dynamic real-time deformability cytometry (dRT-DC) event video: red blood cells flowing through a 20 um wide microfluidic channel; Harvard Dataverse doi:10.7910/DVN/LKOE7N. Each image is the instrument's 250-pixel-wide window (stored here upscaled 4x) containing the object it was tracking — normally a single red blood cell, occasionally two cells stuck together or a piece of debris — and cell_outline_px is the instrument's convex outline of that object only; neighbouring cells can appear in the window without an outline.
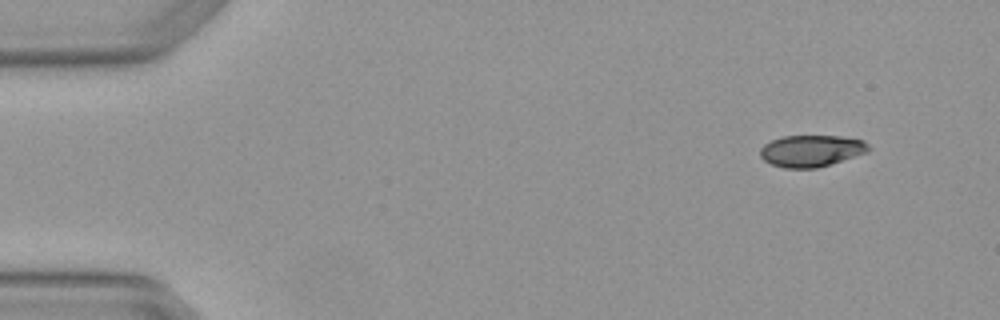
{"species": "Egyptian fruit bat (a non-hibernating species)", "species_latin": "Rousettus aegyptiacus", "temperature_condition": "warm", "stored_images_in_passage": 3, "camera_frame_rate_fps": 3000, "um_per_image_px": 0.085, "animal": {"sex": "female"}, "frame": {"image": 1, "passage_image": 1, "time_ms": 0.0, "image_size_px": [1000, 320], "cell_outline_px": [[872, 148], [868, 152], [816, 168], [784, 168], [772, 164], [764, 160], [760, 156], [760, 148], [764, 144], [772, 140], [784, 136], [840, 136], [864, 140]], "centroid_in_image_um": [68.97, 12.81], "position_along_channel_um": 16.0, "area_um2": 19.94}}
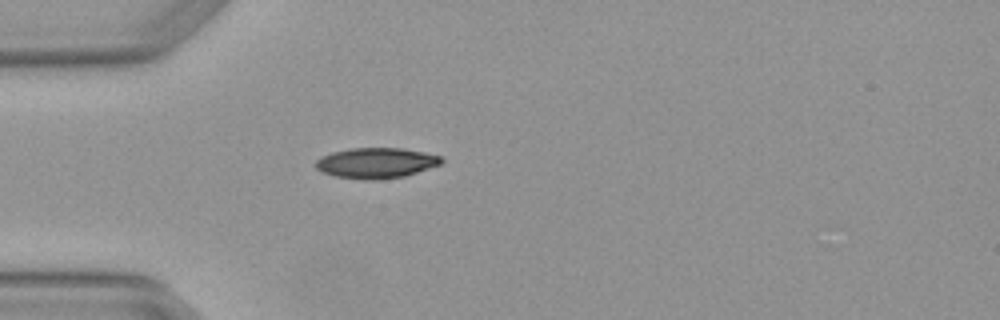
{"frame": {"image": 2, "passage_image": 3, "time_ms": 0.667, "image_size_px": [1000, 320], "cell_outline_px": [[444, 160], [440, 164], [404, 176], [376, 180], [364, 180], [336, 176], [320, 172], [316, 168], [316, 160], [320, 156], [332, 152], [352, 148], [404, 148], [424, 152], [440, 156]], "centroid_in_image_um": [31.94, 13.85], "position_along_channel_um": 53.1, "area_um2": 22.31}}